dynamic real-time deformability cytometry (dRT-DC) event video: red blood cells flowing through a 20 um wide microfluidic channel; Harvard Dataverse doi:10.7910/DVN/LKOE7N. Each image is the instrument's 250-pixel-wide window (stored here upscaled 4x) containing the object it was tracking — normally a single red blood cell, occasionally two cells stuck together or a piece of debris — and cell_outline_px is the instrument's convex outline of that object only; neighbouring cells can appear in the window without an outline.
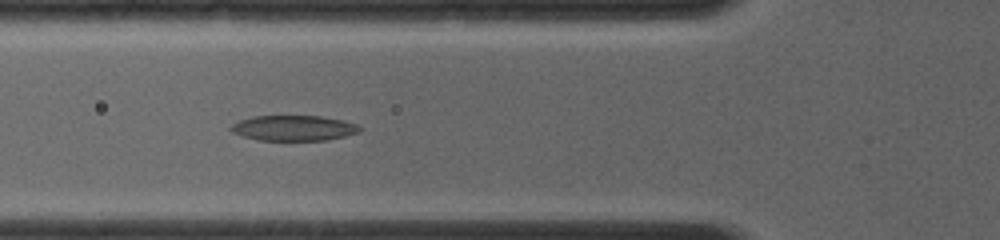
{"species": "common noctule bat (a hibernating species)", "species_latin": "Nyctalus noctula", "temperature_condition": "room temperature", "stored_images_in_passage": 65, "camera_frame_rate_fps": 4000, "um_per_image_px": 0.085, "animal": {"sex": "female", "body_mass_g": 19.0, "forearm_length_mm": 56.7}, "frame": {"image": 1, "passage_image": 24, "time_ms": 4.5, "image_size_px": [1000, 240], "cell_outline_px": [[364, 128], [360, 132], [328, 140], [260, 140], [244, 136], [232, 132], [228, 128], [232, 124], [240, 120], [252, 116], [320, 116], [340, 120], [356, 124]], "centroid_in_image_um": [24.96, 10.88], "position_along_channel_um": 100.8, "area_um2": 18.96}}
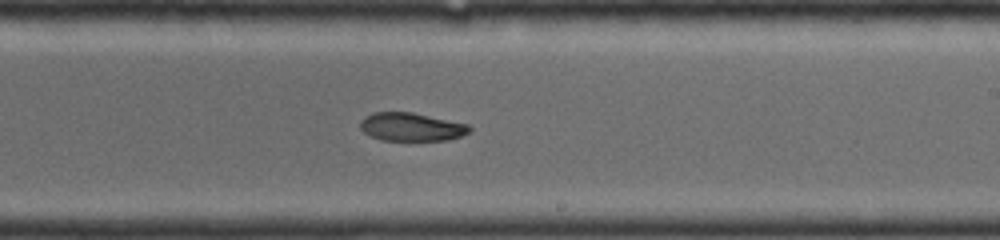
{"frame": {"image": 2, "passage_image": 39, "time_ms": 8.0, "image_size_px": [1000, 240], "cell_outline_px": [[472, 132], [448, 140], [380, 140], [364, 132], [360, 128], [360, 120], [364, 116], [372, 112], [412, 112], [468, 124], [472, 128]], "centroid_in_image_um": [34.97, 10.78], "position_along_channel_um": 254.0, "area_um2": 18.09}}
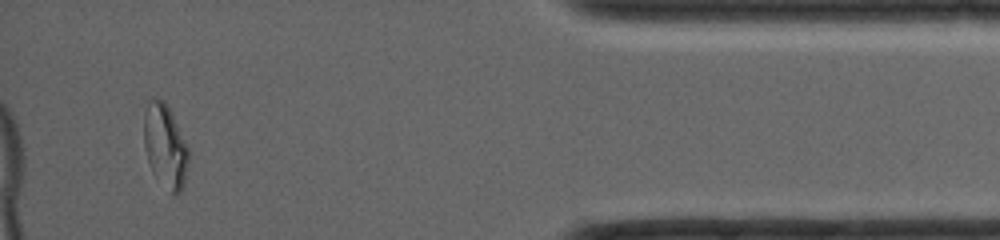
{"frame": {"image": 3, "passage_image": 59, "time_ms": 12.75, "image_size_px": [1000, 240], "cell_outline_px": [[188, 164], [184, 184], [180, 192], [176, 196], [152, 172], [144, 148], [144, 112], [148, 100], [164, 100], [188, 148]], "centroid_in_image_um": [14.02, 12.42], "position_along_channel_um": 421.2, "area_um2": 21.1}}